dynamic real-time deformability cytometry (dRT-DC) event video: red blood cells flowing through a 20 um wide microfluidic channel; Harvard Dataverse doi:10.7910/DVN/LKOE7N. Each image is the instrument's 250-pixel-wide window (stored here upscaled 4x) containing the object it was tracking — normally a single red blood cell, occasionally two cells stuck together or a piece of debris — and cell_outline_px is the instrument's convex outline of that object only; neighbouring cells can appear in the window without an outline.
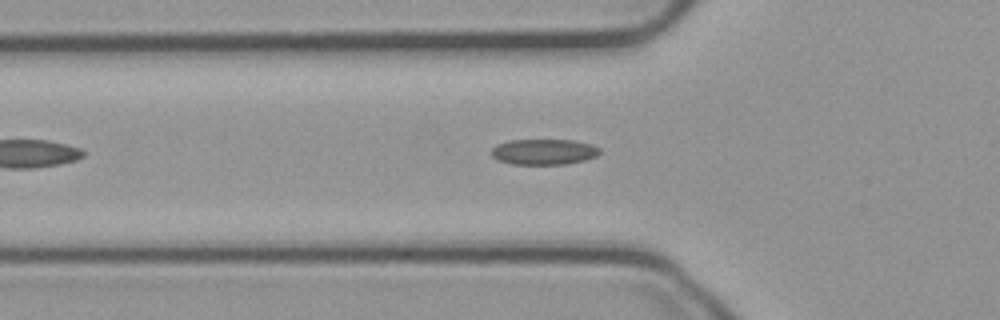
{"species": "common noctule bat (a hibernating species)", "species_latin": "Nyctalus noctula", "temperature_condition": "cold", "stored_images_in_passage": 15, "camera_frame_rate_fps": 3000, "um_per_image_px": 0.085, "animal": {"sex": "male", "body_mass_g": 23.1, "forearm_length_mm": 52.7}, "frame": {"image": 1, "passage_image": 7, "time_ms": 2.0, "image_size_px": [1000, 320], "cell_outline_px": [[600, 152], [596, 156], [584, 160], [564, 164], [512, 164], [496, 160], [488, 152], [496, 144], [508, 140], [572, 140], [592, 144], [600, 148]], "centroid_in_image_um": [46.17, 12.9], "position_along_channel_um": 79.6, "area_um2": 16.36}}
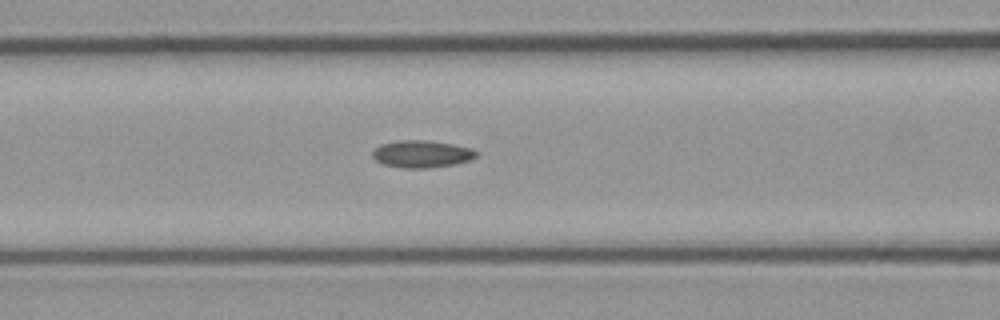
{"frame": {"image": 2, "passage_image": 11, "time_ms": 3.333, "image_size_px": [1000, 320], "cell_outline_px": [[476, 156], [468, 160], [452, 164], [428, 168], [404, 168], [384, 164], [376, 160], [372, 156], [372, 152], [380, 144], [396, 140], [428, 140], [452, 144], [472, 148], [476, 152]], "centroid_in_image_um": [35.81, 13.07], "position_along_channel_um": 130.8, "area_um2": 16.3}}